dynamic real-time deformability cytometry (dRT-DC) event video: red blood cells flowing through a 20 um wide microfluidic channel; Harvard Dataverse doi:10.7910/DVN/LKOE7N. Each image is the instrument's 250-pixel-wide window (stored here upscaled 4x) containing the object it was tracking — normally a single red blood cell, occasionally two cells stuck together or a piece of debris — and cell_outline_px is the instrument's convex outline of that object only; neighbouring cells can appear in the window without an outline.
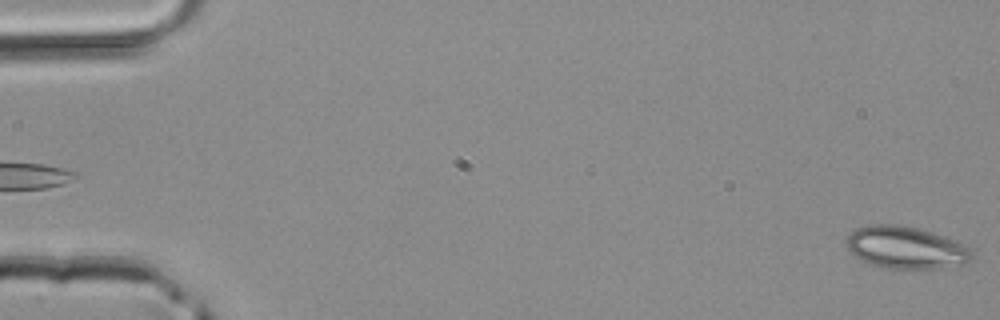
{"species": "common noctule bat (a hibernating species)", "species_latin": "Nyctalus noctula", "temperature_condition": "room temperature", "stored_images_in_passage": 4, "segment_of_instrument_passage": [2, 2], "camera_frame_rate_fps": 3000, "um_per_image_px": 0.085, "animal": {"sex": "male", "body_mass_g": 20.4}, "frame": {"image": 1, "passage_image": 4, "time_ms": 1.0, "image_size_px": [1000, 320], "cell_outline_px": [[972, 260], [968, 264], [936, 268], [888, 268], [872, 264], [856, 256], [848, 248], [848, 236], [856, 228], [872, 224], [900, 224], [916, 228], [956, 240], [964, 244], [972, 252]], "centroid_in_image_um": [77.05, 21.04], "position_along_channel_um": 8.0, "area_um2": 30.46}}